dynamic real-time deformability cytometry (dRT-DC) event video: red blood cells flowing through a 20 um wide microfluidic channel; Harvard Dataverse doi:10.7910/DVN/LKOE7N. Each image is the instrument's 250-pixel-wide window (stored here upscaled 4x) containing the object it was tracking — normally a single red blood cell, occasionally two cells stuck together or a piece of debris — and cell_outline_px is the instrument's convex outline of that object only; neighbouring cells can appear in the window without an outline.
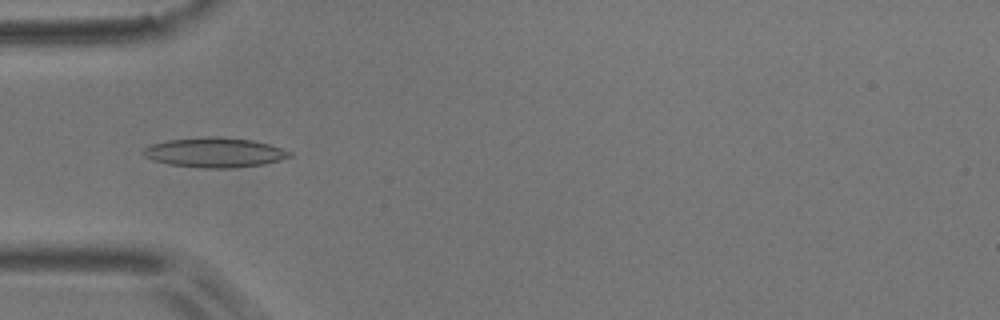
{"species": "common noctule bat (a hibernating species)", "species_latin": "Nyctalus noctula", "temperature_condition": "room temperature", "stored_images_in_passage": 54, "camera_frame_rate_fps": 3000, "um_per_image_px": 0.085, "animal": {"sex": "male", "body_mass_g": 17.9}, "frame": {"image": 1, "passage_image": 17, "time_ms": 5.333, "image_size_px": [1000, 320], "cell_outline_px": [[292, 156], [280, 160], [264, 164], [232, 168], [200, 168], [168, 164], [152, 160], [144, 156], [144, 148], [152, 144], [168, 140], [212, 136], [216, 136], [252, 140], [268, 144], [292, 152]], "centroid_in_image_um": [18.25, 12.97], "position_along_channel_um": 66.7, "area_um2": 25.26}}
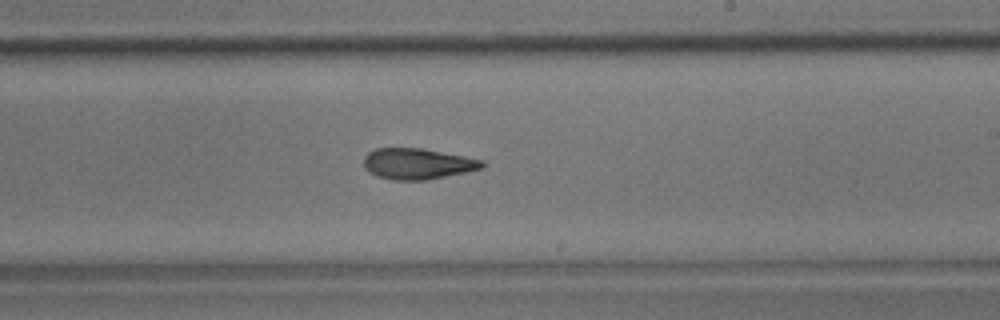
{"frame": {"image": 2, "passage_image": 32, "time_ms": 10.333, "image_size_px": [1000, 320], "cell_outline_px": [[484, 168], [424, 180], [392, 180], [376, 176], [364, 168], [364, 156], [368, 152], [376, 148], [420, 148], [464, 156], [484, 160]], "centroid_in_image_um": [35.46, 13.92], "position_along_channel_um": 253.5, "area_um2": 21.21}}
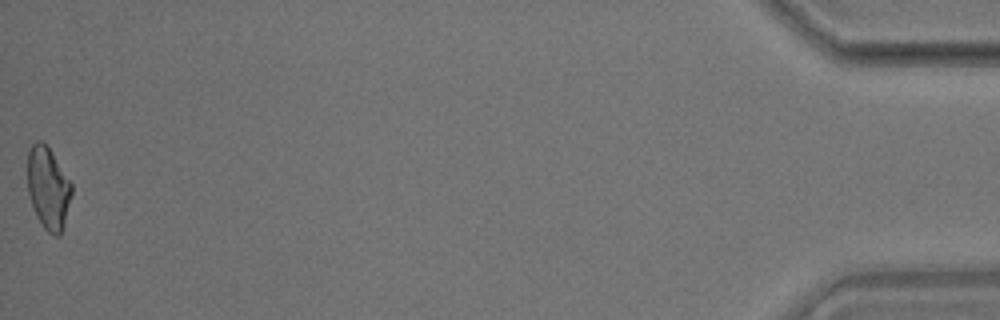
{"frame": {"image": 3, "passage_image": 54, "time_ms": 17.667, "image_size_px": [1000, 320], "cell_outline_px": [[72, 192], [64, 224], [60, 236], [56, 236], [48, 232], [44, 228], [36, 216], [28, 192], [28, 152], [32, 144], [36, 140], [40, 140], [48, 144], [72, 184]], "centroid_in_image_um": [4.1, 15.95], "position_along_channel_um": 431.1, "area_um2": 21.21}, "authors_computed_cell_mechanics": {"area_um2": 21.9351, "velocity_mm_per_s": 3.7282, "shape_relaxation_time_tau1_ms": null, "shape_relaxation_time_tau2_ms": 3.602, "deformation_change_tau1": null, "deformation_change_tau2": 0.1223}}